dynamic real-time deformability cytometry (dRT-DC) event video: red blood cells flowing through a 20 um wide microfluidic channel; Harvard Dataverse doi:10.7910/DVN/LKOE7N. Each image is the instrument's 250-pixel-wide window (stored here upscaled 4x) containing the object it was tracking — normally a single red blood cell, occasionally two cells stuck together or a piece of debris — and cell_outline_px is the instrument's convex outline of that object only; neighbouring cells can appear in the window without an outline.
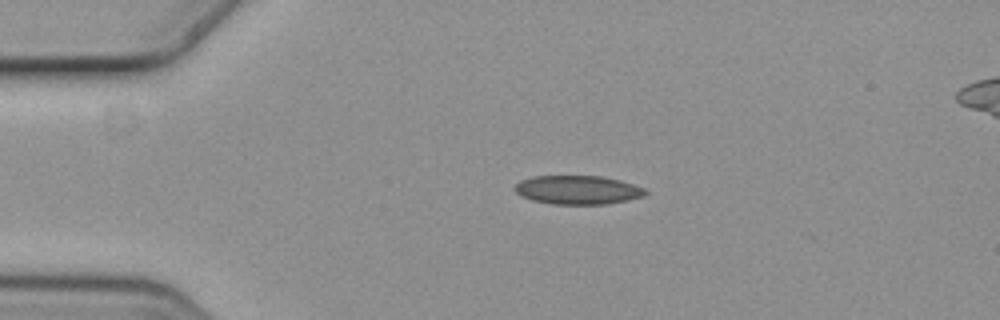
{"species": "common noctule bat (a hibernating species)", "species_latin": "Nyctalus noctula", "temperature_condition": "cold", "stored_images_in_passage": 4, "camera_frame_rate_fps": 3000, "um_per_image_px": 0.085, "animal": {"sex": "female", "body_mass_g": 19.3, "forearm_length_mm": 54.1}, "frame": {"image": 1, "passage_image": 3, "time_ms": 0.667, "image_size_px": [1000, 320], "cell_outline_px": [[648, 192], [644, 196], [628, 200], [608, 204], [552, 204], [532, 200], [516, 192], [512, 188], [520, 180], [532, 176], [604, 176], [620, 180], [644, 188]], "centroid_in_image_um": [49.11, 16.14], "position_along_channel_um": 35.9, "area_um2": 21.96}}